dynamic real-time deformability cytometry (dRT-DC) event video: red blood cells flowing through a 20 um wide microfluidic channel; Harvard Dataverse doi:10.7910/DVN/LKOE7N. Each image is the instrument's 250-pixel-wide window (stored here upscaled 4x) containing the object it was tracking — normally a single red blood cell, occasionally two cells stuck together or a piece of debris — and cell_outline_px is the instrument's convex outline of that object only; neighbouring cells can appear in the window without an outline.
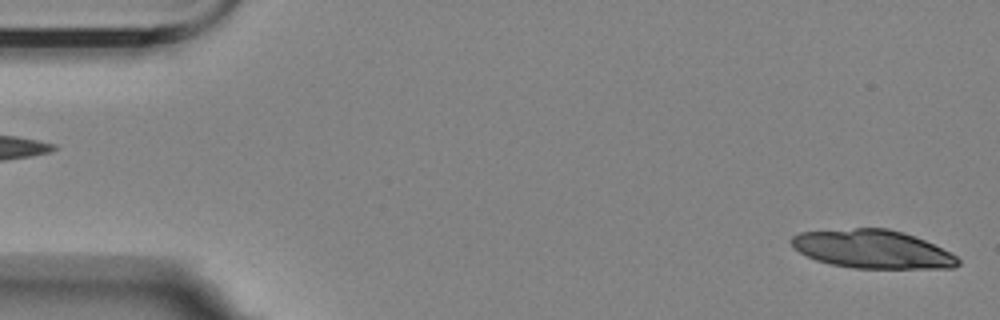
{"species": "Egyptian fruit bat (a non-hibernating species)", "species_latin": "Rousettus aegyptiacus", "temperature_condition": "room temperature", "stored_images_in_passage": 4, "segment_of_instrument_passage": [2, 2], "camera_frame_rate_fps": 3000, "um_per_image_px": 0.085, "animal": {"sex": "female"}, "frame": {"image": 1, "passage_image": 4, "time_ms": 3.333, "image_size_px": [1000, 320], "cell_outline_px": [[960, 264], [956, 268], [852, 268], [832, 264], [816, 260], [792, 248], [792, 236], [800, 232], [856, 228], [888, 228], [904, 232], [924, 240], [956, 256], [960, 260]], "centroid_in_image_um": [74.16, 21.18], "position_along_channel_um": 10.8, "area_um2": 37.05}}